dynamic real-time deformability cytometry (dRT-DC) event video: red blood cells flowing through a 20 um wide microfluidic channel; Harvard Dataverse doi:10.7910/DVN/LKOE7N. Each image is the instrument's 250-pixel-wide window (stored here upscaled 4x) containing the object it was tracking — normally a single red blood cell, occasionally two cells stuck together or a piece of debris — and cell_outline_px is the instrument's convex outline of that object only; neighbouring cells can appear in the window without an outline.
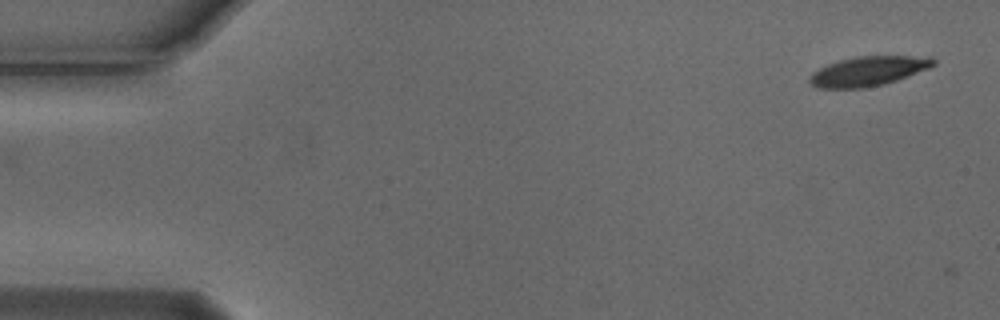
{"species": "Egyptian fruit bat (a non-hibernating species)", "species_latin": "Rousettus aegyptiacus", "temperature_condition": "cold", "stored_images_in_passage": 3, "camera_frame_rate_fps": 3000, "um_per_image_px": 0.085, "animal": {"sex": "male"}, "frame": {"image": 1, "passage_image": 1, "time_ms": 0.0, "image_size_px": [1000, 320], "cell_outline_px": [[936, 64], [928, 68], [908, 76], [884, 84], [864, 88], [816, 88], [808, 80], [808, 76], [812, 72], [828, 64], [840, 60], [856, 56], [932, 56], [936, 60]], "centroid_in_image_um": [73.8, 6.04], "position_along_channel_um": 11.2, "area_um2": 21.39}}